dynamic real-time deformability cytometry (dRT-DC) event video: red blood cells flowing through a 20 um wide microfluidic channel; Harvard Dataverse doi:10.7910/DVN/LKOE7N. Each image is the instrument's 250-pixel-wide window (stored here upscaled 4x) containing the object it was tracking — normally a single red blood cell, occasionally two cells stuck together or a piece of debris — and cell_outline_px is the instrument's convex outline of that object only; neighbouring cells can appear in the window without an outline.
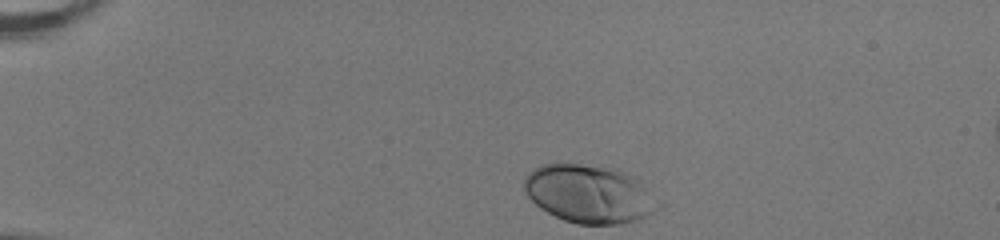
{"species": "human", "species_latin": "Homo sapiens", "temperature_condition": "room temperature", "stored_images_in_passage": 34, "camera_frame_rate_fps": 3000, "um_per_image_px": 0.085, "donor": {"sex": "female"}, "frame": {"image": 1, "passage_image": 1, "time_ms": 0.0, "image_size_px": [1000, 240], "cell_outline_px": [[640, 216], [632, 220], [616, 224], [580, 224], [564, 220], [540, 208], [528, 196], [524, 188], [524, 180], [536, 168], [544, 164], [576, 164], [600, 168], [624, 176], [628, 180]], "centroid_in_image_um": [49.48, 16.49], "position_along_channel_um": 35.5, "area_um2": 38.84}}
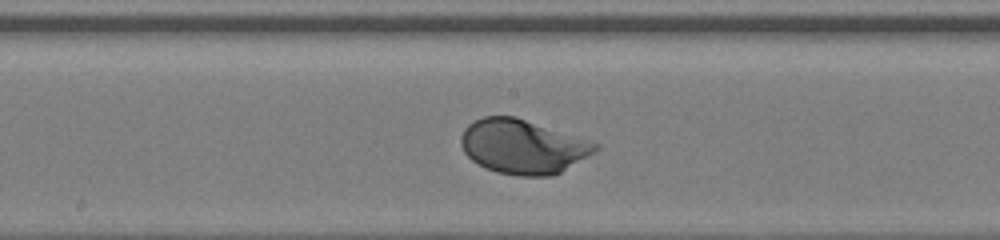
{"frame": {"image": 2, "passage_image": 19, "time_ms": 6.0, "image_size_px": [1000, 240], "cell_outline_px": [[600, 148], [596, 152], [560, 172], [552, 176], [520, 176], [500, 172], [488, 168], [472, 160], [464, 152], [460, 144], [460, 136], [464, 128], [468, 124], [484, 116], [512, 116], [600, 144]], "centroid_in_image_um": [44.43, 12.47], "position_along_channel_um": 203.8, "area_um2": 41.91}}
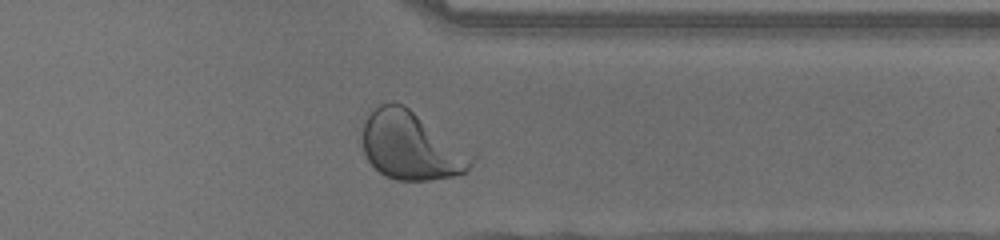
{"frame": {"image": 3, "passage_image": 32, "time_ms": 10.333, "image_size_px": [1000, 240], "cell_outline_px": [[472, 164], [464, 172], [452, 176], [428, 180], [396, 180], [384, 176], [368, 160], [364, 152], [360, 136], [364, 124], [368, 116], [380, 104], [404, 104], [472, 156]], "centroid_in_image_um": [34.85, 12.42], "position_along_channel_um": 376.6, "area_um2": 42.14}, "authors_computed_cell_mechanics": {"area_um2": 41.1247, "velocity_mm_per_s": 3.9901, "shape_relaxation_time_tau1_ms": 1.6156, "shape_relaxation_time_tau2_ms": null, "deformation_change_tau1": 0.1461, "deformation_change_tau2": null}}